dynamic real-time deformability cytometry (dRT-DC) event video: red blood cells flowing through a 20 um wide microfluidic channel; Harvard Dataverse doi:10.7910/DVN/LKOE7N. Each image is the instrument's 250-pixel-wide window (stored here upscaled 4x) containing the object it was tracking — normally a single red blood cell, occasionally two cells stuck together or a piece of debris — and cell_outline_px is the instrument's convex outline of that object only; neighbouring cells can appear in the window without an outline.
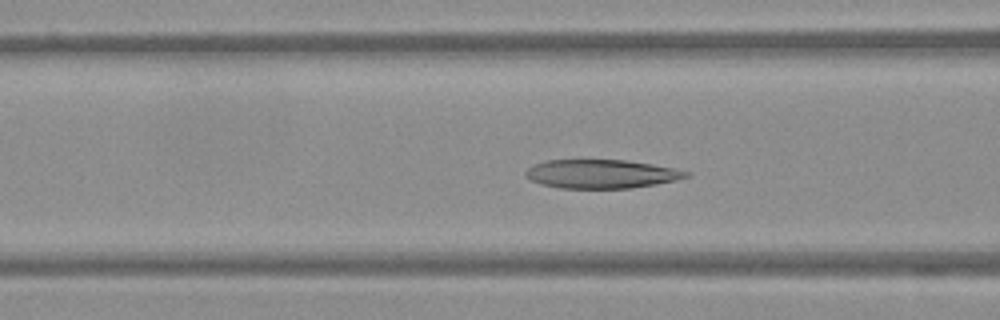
{"species": "Egyptian fruit bat (a non-hibernating species)", "species_latin": "Rousettus aegyptiacus", "temperature_condition": "warm", "stored_images_in_passage": 55, "camera_frame_rate_fps": 3000, "um_per_image_px": 0.085, "frame": {"image": 1, "passage_image": 22, "time_ms": 7.0, "image_size_px": [1000, 320], "cell_outline_px": [[692, 176], [676, 180], [656, 184], [632, 188], [560, 188], [540, 184], [524, 176], [524, 172], [528, 168], [536, 164], [548, 160], [624, 160], [652, 164], [672, 168], [688, 172]], "centroid_in_image_um": [51.1, 14.79], "position_along_channel_um": 115.5, "area_um2": 26.76}}
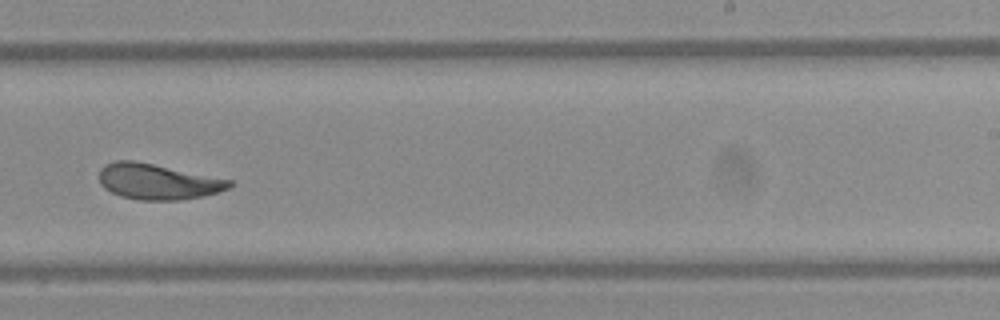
{"frame": {"image": 2, "passage_image": 35, "time_ms": 11.333, "image_size_px": [1000, 320], "cell_outline_px": [[236, 184], [228, 188], [204, 196], [180, 200], [140, 200], [120, 196], [104, 188], [100, 184], [100, 168], [104, 164], [116, 160], [132, 160], [232, 180]], "centroid_in_image_um": [13.39, 15.44], "position_along_channel_um": 275.6, "area_um2": 26.93}}
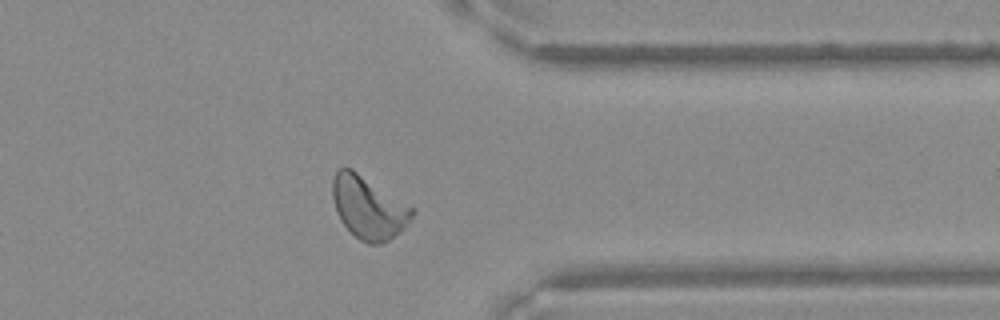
{"frame": {"image": 3, "passage_image": 44, "time_ms": 14.333, "image_size_px": [1000, 320], "cell_outline_px": [[416, 208], [412, 216], [404, 228], [400, 232], [388, 240], [380, 244], [368, 244], [360, 240], [340, 220], [336, 212], [332, 196], [332, 180], [336, 168], [344, 164], [352, 168]], "centroid_in_image_um": [31.3, 17.59], "position_along_channel_um": 380.1, "area_um2": 29.42}}